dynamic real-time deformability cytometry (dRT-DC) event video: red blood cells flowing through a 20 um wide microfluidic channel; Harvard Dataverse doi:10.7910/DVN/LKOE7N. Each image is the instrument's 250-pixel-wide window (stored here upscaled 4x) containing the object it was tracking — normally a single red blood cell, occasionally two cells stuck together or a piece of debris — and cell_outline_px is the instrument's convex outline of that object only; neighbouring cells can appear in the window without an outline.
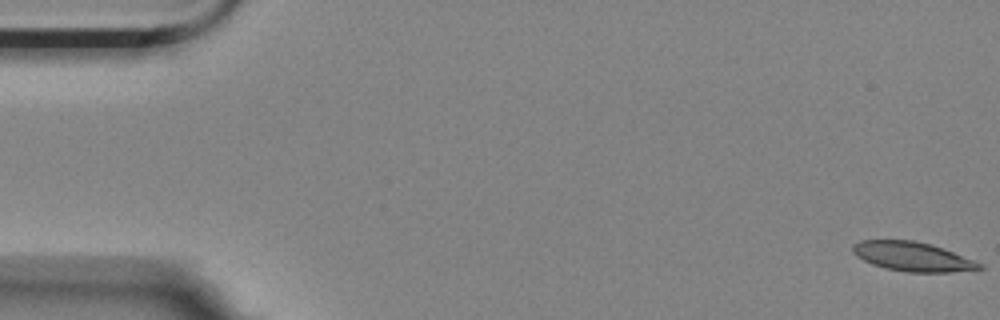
{"species": "Egyptian fruit bat (a non-hibernating species)", "species_latin": "Rousettus aegyptiacus", "temperature_condition": "room temperature", "stored_images_in_passage": 58, "camera_frame_rate_fps": 3000, "um_per_image_px": 0.085, "animal": {"sex": "female"}, "frame": {"image": 1, "passage_image": 1, "time_ms": 0.0, "image_size_px": [1000, 320], "cell_outline_px": [[984, 268], [948, 272], [908, 272], [884, 268], [872, 264], [856, 256], [852, 252], [852, 244], [860, 240], [912, 240], [932, 244], [984, 264]], "centroid_in_image_um": [77.53, 21.8], "position_along_channel_um": 7.5, "area_um2": 21.56}}
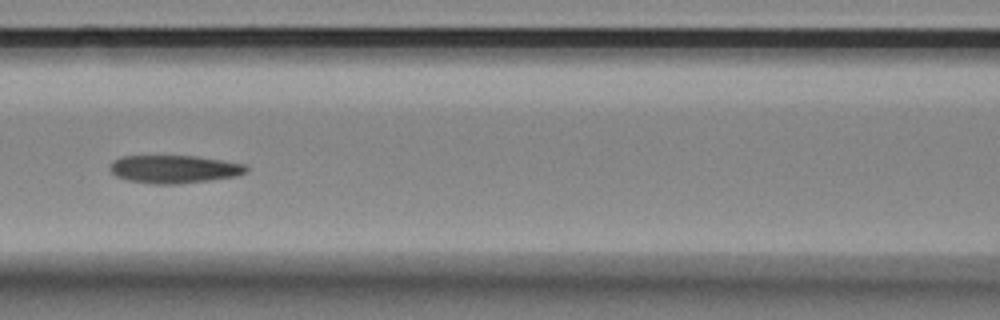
{"frame": {"image": 2, "passage_image": 25, "time_ms": 8.0, "image_size_px": [1000, 320], "cell_outline_px": [[248, 172], [236, 176], [208, 180], [176, 184], [152, 184], [128, 180], [116, 176], [108, 168], [112, 160], [124, 156], [196, 156], [248, 164]], "centroid_in_image_um": [14.82, 14.37], "position_along_channel_um": 151.8, "area_um2": 22.31}}
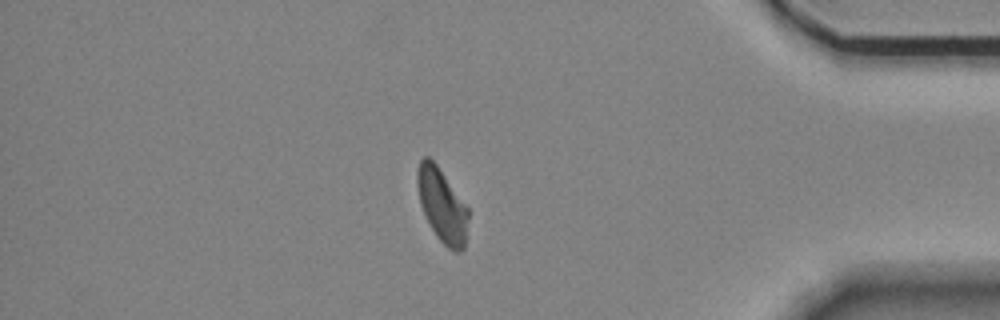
{"frame": {"image": 3, "passage_image": 49, "time_ms": 16.0, "image_size_px": [1000, 320], "cell_outline_px": [[468, 220], [464, 248], [460, 252], [456, 252], [448, 248], [436, 236], [420, 204], [416, 180], [416, 172], [420, 160], [424, 156], [428, 156], [436, 164], [468, 208]], "centroid_in_image_um": [37.56, 17.45], "position_along_channel_um": 397.6, "area_um2": 21.56}, "authors_computed_cell_mechanics": {"area_um2": 22.2819, "velocity_mm_per_s": 3.4942, "shape_relaxation_time_tau1_ms": null, "shape_relaxation_time_tau2_ms": 5.4718, "deformation_change_tau1": null, "deformation_change_tau2": 0.1135}}